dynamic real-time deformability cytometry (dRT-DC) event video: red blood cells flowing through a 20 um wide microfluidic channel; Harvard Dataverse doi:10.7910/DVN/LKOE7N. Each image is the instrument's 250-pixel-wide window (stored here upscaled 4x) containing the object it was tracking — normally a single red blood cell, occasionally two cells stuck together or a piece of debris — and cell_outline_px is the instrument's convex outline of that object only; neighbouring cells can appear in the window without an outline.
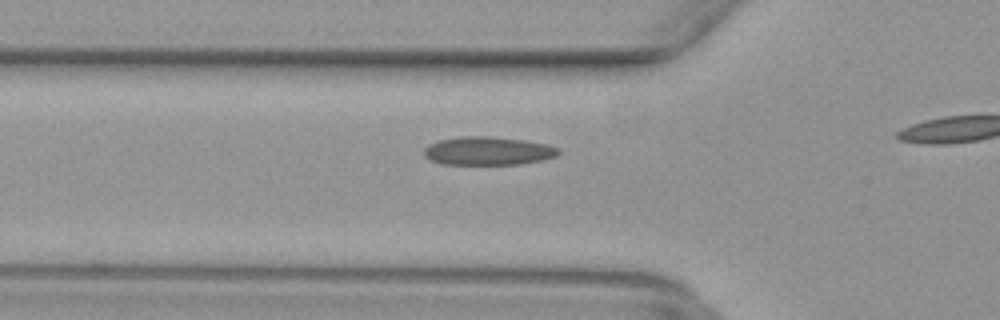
{"species": "common noctule bat (a hibernating species)", "species_latin": "Nyctalus noctula", "temperature_condition": "warm", "stored_images_in_passage": 9, "camera_frame_rate_fps": 3000, "um_per_image_px": 0.085, "animal": {"sex": "female", "body_mass_g": 29.2, "forearm_length_mm": 56.3}, "frame": {"image": 1, "passage_image": 4, "time_ms": 1.0, "image_size_px": [1000, 320], "cell_outline_px": [[560, 152], [556, 156], [544, 160], [520, 164], [440, 164], [424, 156], [424, 148], [428, 144], [436, 140], [460, 136], [488, 136], [524, 140], [548, 144], [560, 148]], "centroid_in_image_um": [41.48, 12.82], "position_along_channel_um": 84.3, "area_um2": 22.48}}
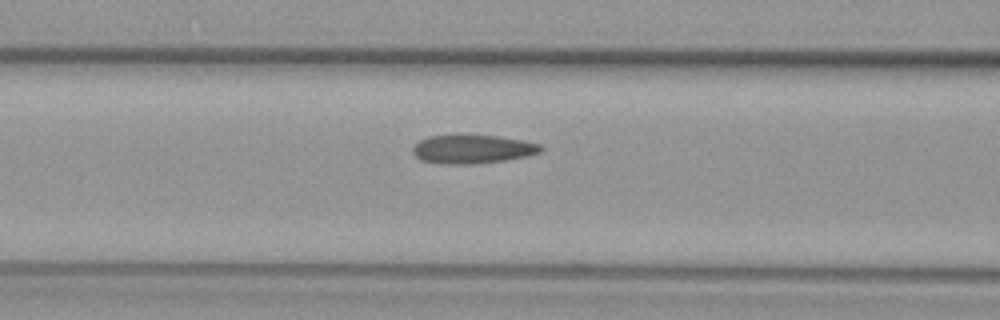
{"frame": {"image": 2, "passage_image": 7, "time_ms": 2.0, "image_size_px": [1000, 320], "cell_outline_px": [[544, 148], [540, 152], [528, 156], [504, 160], [472, 164], [440, 164], [420, 160], [412, 152], [412, 148], [420, 140], [428, 136], [500, 136], [524, 140], [540, 144]], "centroid_in_image_um": [40.18, 12.69], "position_along_channel_um": 126.4, "area_um2": 21.27}}